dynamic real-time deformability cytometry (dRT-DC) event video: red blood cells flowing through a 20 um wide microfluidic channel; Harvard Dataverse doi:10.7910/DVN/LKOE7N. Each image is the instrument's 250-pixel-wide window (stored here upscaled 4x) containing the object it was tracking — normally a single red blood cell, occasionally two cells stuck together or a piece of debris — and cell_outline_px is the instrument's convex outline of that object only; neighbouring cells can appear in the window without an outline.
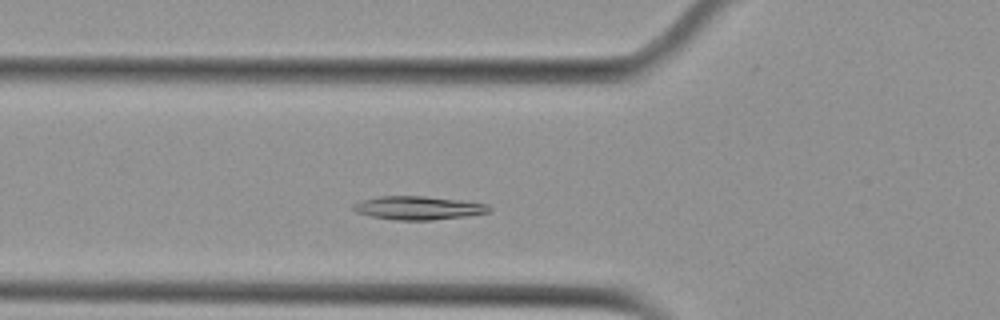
{"species": "Egyptian fruit bat (a non-hibernating species)", "species_latin": "Rousettus aegyptiacus", "temperature_condition": "cold", "stored_images_in_passage": 38, "camera_frame_rate_fps": 3000, "um_per_image_px": 0.085, "animal": {"sex": "female"}, "frame": {"image": 1, "passage_image": 3, "time_ms": 0.667, "image_size_px": [1000, 320], "cell_outline_px": [[492, 208], [488, 212], [464, 216], [432, 220], [396, 220], [372, 216], [356, 212], [352, 208], [352, 204], [360, 200], [380, 196], [424, 196], [460, 200], [488, 204]], "centroid_in_image_um": [35.52, 17.66], "position_along_channel_um": 90.3, "area_um2": 18.5}}
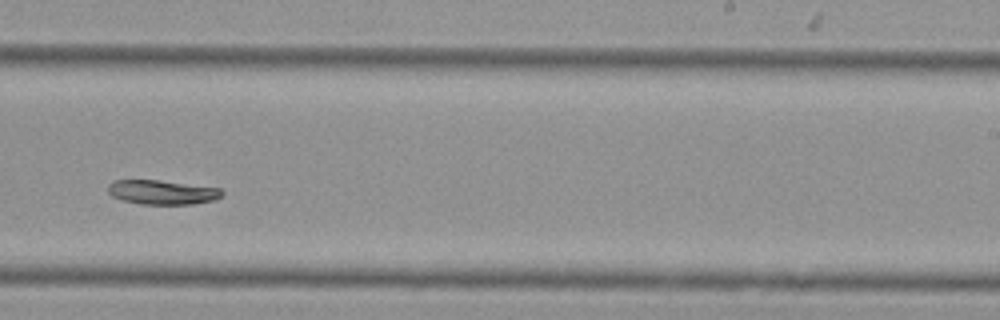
{"frame": {"image": 2, "passage_image": 18, "time_ms": 5.667, "image_size_px": [1000, 320], "cell_outline_px": [[224, 192], [216, 200], [192, 204], [140, 204], [120, 200], [112, 196], [108, 192], [108, 184], [112, 180], [156, 180], [220, 188]], "centroid_in_image_um": [13.75, 16.34], "position_along_channel_um": 275.2, "area_um2": 16.18}}
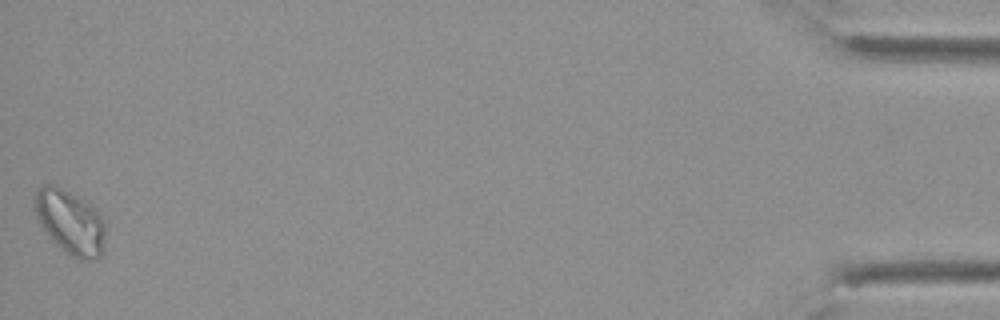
{"frame": {"image": 3, "passage_image": 38, "time_ms": 12.333, "image_size_px": [1000, 320], "cell_outline_px": [[104, 252], [100, 256], [92, 260], [80, 260], [72, 256], [60, 248], [56, 244], [36, 220], [32, 208], [36, 188], [44, 184], [56, 184], [92, 204], [100, 212], [104, 220]], "centroid_in_image_um": [5.94, 18.84], "position_along_channel_um": 429.3, "area_um2": 27.22}, "authors_computed_cell_mechanics": {"area_um2": 17.5134, "velocity_mm_per_s": 3.7051, "shape_relaxation_time_tau1_ms": 3.2648, "shape_relaxation_time_tau2_ms": null, "deformation_change_tau1": 0.108, "deformation_change_tau2": null}}